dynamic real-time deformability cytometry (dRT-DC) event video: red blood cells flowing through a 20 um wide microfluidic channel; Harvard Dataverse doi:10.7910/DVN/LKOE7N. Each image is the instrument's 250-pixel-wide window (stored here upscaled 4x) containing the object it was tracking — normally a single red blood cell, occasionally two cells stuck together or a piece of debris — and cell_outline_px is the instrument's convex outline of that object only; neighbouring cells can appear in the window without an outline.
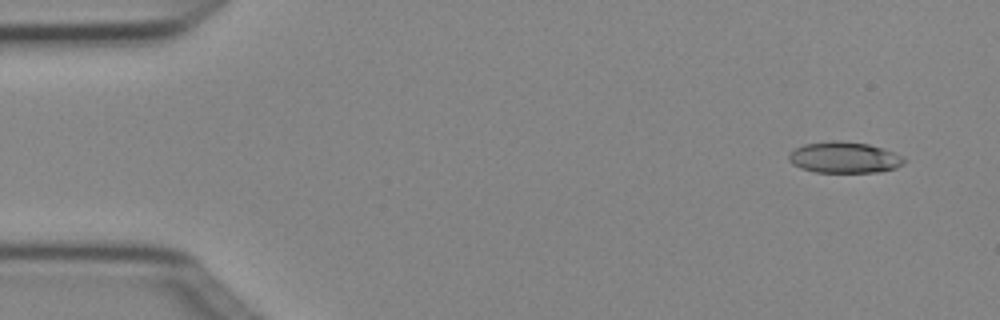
{"species": "Egyptian fruit bat (a non-hibernating species)", "species_latin": "Rousettus aegyptiacus", "temperature_condition": "cold", "stored_images_in_passage": 4, "camera_frame_rate_fps": 3000, "um_per_image_px": 0.085, "animal": {"sex": "female"}, "frame": {"image": 1, "passage_image": 1, "time_ms": 0.0, "image_size_px": [1000, 320], "cell_outline_px": [[904, 164], [896, 168], [880, 172], [816, 172], [800, 168], [792, 164], [788, 160], [788, 156], [796, 148], [804, 144], [840, 140], [868, 144], [904, 156]], "centroid_in_image_um": [71.77, 13.39], "position_along_channel_um": 13.2, "area_um2": 20.81}}
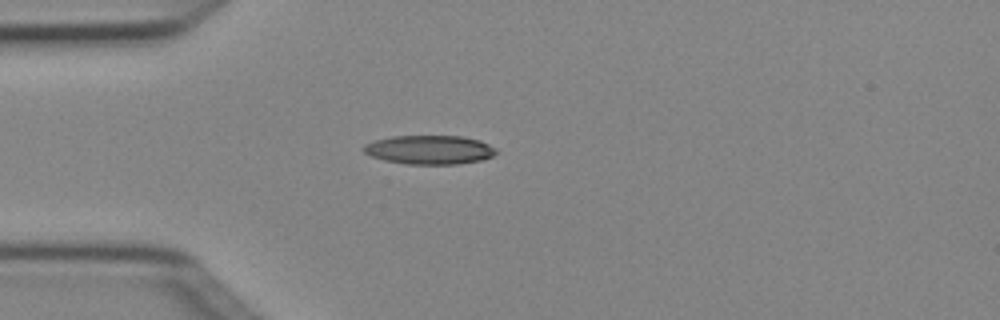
{"frame": {"image": 2, "passage_image": 4, "time_ms": 1.0, "image_size_px": [1000, 320], "cell_outline_px": [[496, 152], [492, 156], [480, 160], [456, 164], [408, 164], [384, 160], [372, 156], [364, 152], [360, 148], [364, 144], [376, 140], [392, 136], [464, 136], [480, 140], [496, 148]], "centroid_in_image_um": [36.49, 12.72], "position_along_channel_um": 48.5, "area_um2": 22.31}}